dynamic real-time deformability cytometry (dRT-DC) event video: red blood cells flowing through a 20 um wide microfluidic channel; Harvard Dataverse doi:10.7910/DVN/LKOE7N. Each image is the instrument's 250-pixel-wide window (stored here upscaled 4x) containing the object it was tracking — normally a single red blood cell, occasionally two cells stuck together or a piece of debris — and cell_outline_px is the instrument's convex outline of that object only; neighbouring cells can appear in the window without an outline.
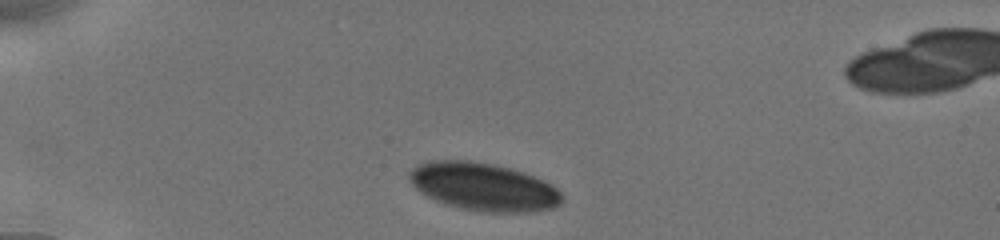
{"species": "human", "species_latin": "Homo sapiens", "temperature_condition": "cold", "stored_images_in_passage": 40, "camera_frame_rate_fps": 3000, "um_per_image_px": 0.085, "donor": {"sex": "male"}, "frame": {"image": 1, "passage_image": 1, "time_ms": 0.0, "image_size_px": [1000, 240], "cell_outline_px": [[564, 200], [560, 204], [552, 208], [536, 212], [476, 212], [444, 204], [420, 192], [408, 180], [408, 172], [416, 164], [428, 160], [472, 160], [492, 164], [508, 168], [532, 176], [556, 188], [564, 196]], "centroid_in_image_um": [41.05, 15.89], "position_along_channel_um": 44.0, "area_um2": 42.77}}
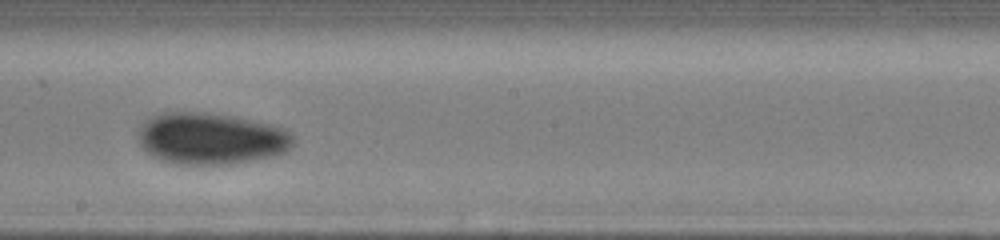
{"frame": {"image": 2, "passage_image": 19, "time_ms": 6.0, "image_size_px": [1000, 240], "cell_outline_px": [[292, 144], [284, 152], [272, 156], [256, 160], [236, 164], [184, 164], [160, 160], [152, 156], [140, 144], [140, 132], [144, 124], [148, 120], [164, 112], [204, 112], [232, 116], [284, 128], [292, 136]], "centroid_in_image_um": [17.95, 11.79], "position_along_channel_um": 230.2, "area_um2": 45.89}}
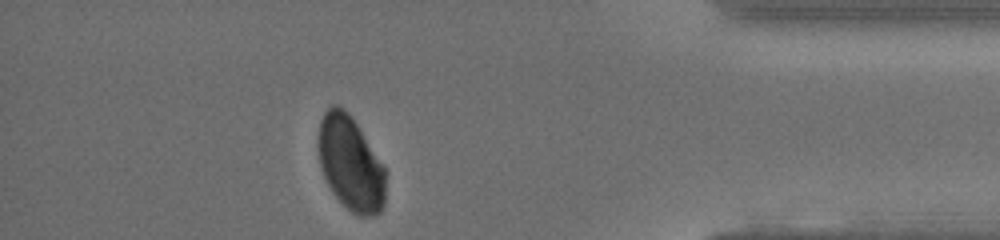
{"frame": {"image": 3, "passage_image": 35, "time_ms": 11.333, "image_size_px": [1000, 240], "cell_outline_px": [[384, 204], [380, 212], [376, 216], [360, 216], [352, 212], [332, 192], [324, 176], [320, 164], [316, 144], [316, 140], [320, 120], [324, 112], [332, 104], [336, 104], [344, 108], [348, 112], [356, 124], [384, 168]], "centroid_in_image_um": [29.74, 13.87], "position_along_channel_um": 405.5, "area_um2": 36.7}, "authors_computed_cell_mechanics": {"area_um2": 44.217, "velocity_mm_per_s": 3.8389, "shape_relaxation_time_tau1_ms": 3.8874, "shape_relaxation_time_tau2_ms": null, "deformation_change_tau1": 0.0708, "deformation_change_tau2": null}}